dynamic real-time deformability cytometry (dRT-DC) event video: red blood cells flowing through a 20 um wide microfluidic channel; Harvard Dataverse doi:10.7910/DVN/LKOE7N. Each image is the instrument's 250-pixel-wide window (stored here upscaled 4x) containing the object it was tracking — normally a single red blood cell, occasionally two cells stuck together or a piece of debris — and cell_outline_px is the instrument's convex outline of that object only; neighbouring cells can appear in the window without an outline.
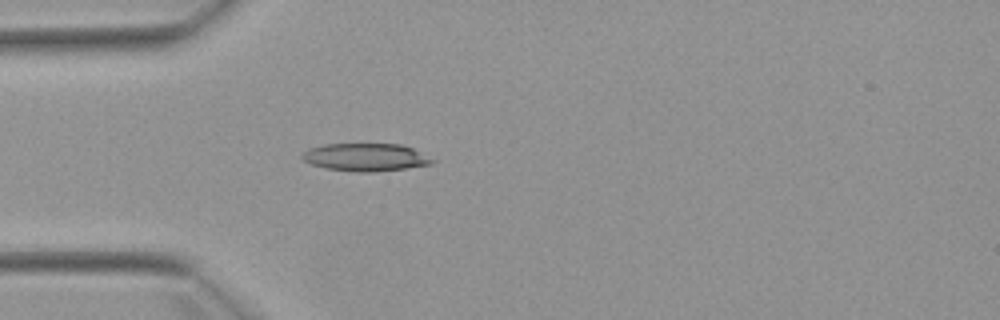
{"species": "Egyptian fruit bat (a non-hibernating species)", "species_latin": "Rousettus aegyptiacus", "temperature_condition": "warm", "stored_images_in_passage": 4, "camera_frame_rate_fps": 3000, "um_per_image_px": 0.085, "animal": {"sex": "female"}, "frame": {"image": 1, "passage_image": 4, "time_ms": 3.667, "image_size_px": [1000, 320], "cell_outline_px": [[436, 160], [432, 164], [408, 168], [372, 172], [356, 172], [328, 168], [312, 164], [304, 160], [300, 156], [308, 148], [324, 144], [400, 144], [412, 148]], "centroid_in_image_um": [31.09, 13.36], "position_along_channel_um": 53.9, "area_um2": 20.98}}